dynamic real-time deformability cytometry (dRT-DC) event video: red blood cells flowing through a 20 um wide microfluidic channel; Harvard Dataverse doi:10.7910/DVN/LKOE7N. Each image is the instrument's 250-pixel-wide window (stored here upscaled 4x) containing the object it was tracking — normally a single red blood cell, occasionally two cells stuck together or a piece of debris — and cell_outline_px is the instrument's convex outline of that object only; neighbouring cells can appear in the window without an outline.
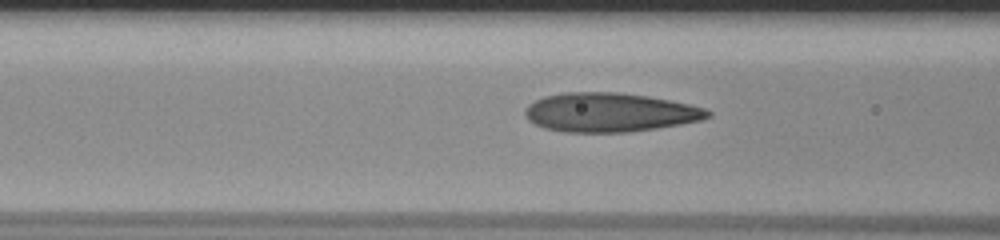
{"species": "human", "species_latin": "Homo sapiens", "temperature_condition": "room temperature", "stored_images_in_passage": 34, "camera_frame_rate_fps": 3000, "um_per_image_px": 0.085, "donor": {"sex": "male"}, "frame": {"image": 1, "passage_image": 9, "time_ms": 2.667, "image_size_px": [1000, 240], "cell_outline_px": [[712, 116], [700, 120], [680, 124], [656, 128], [628, 132], [564, 132], [544, 128], [528, 120], [524, 116], [524, 108], [528, 104], [544, 96], [564, 92], [616, 92], [648, 96], [688, 104], [704, 108], [712, 112]], "centroid_in_image_um": [51.79, 9.55], "position_along_channel_um": 114.8, "area_um2": 41.56}}
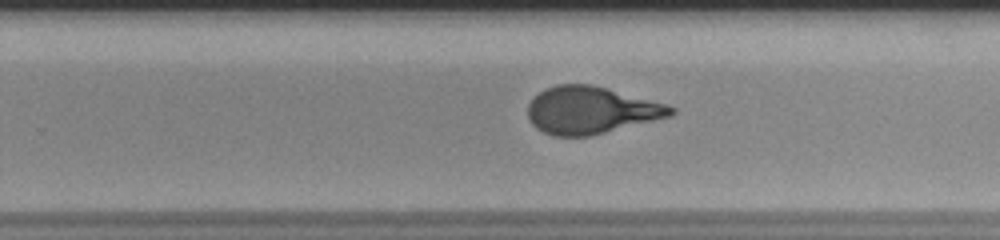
{"frame": {"image": 2, "passage_image": 22, "time_ms": 7.0, "image_size_px": [1000, 240], "cell_outline_px": [[676, 112], [672, 116], [588, 136], [552, 136], [536, 128], [528, 120], [528, 104], [544, 88], [556, 84], [592, 84], [664, 104], [676, 108]], "centroid_in_image_um": [50.2, 9.37], "position_along_channel_um": 279.6, "area_um2": 39.07}}
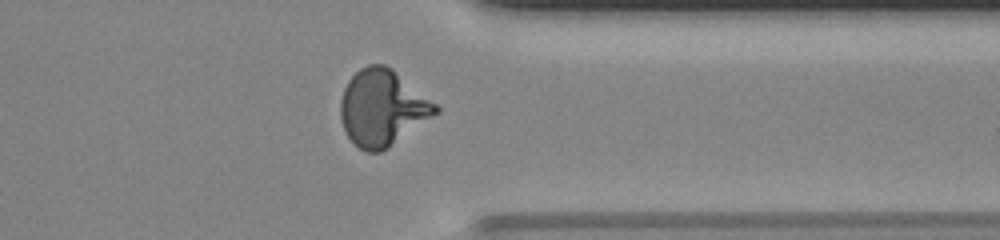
{"frame": {"image": 3, "passage_image": 30, "time_ms": 9.667, "image_size_px": [1000, 240], "cell_outline_px": [[440, 112], [388, 148], [380, 152], [364, 152], [348, 136], [344, 128], [340, 116], [340, 100], [344, 88], [348, 80], [360, 68], [368, 64], [384, 64], [392, 68], [436, 104], [440, 108]], "centroid_in_image_um": [32.5, 9.16], "position_along_channel_um": 378.9, "area_um2": 42.08}}